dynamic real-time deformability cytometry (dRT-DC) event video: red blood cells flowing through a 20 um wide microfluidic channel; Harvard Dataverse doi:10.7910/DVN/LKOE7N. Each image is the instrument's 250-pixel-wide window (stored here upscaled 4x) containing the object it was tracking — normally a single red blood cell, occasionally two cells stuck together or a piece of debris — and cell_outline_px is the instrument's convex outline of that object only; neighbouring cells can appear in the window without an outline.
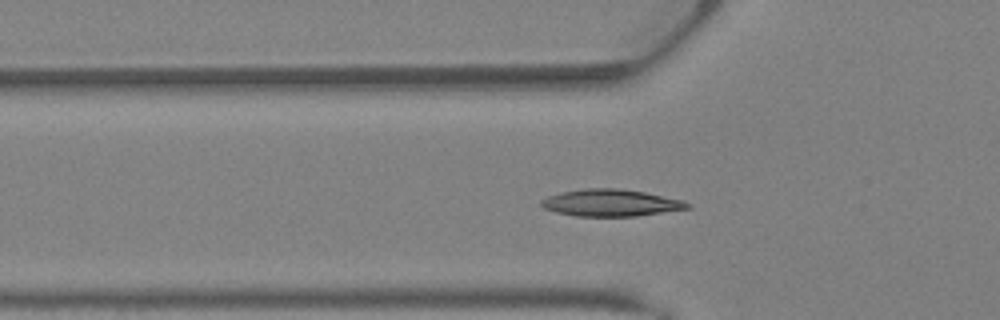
{"species": "Egyptian fruit bat (a non-hibernating species)", "species_latin": "Rousettus aegyptiacus", "temperature_condition": "warm", "stored_images_in_passage": 22, "camera_frame_rate_fps": 3000, "um_per_image_px": 0.085, "animal": {"sex": "female"}, "frame": {"image": 1, "passage_image": 2, "time_ms": 0.333, "image_size_px": [1000, 320], "cell_outline_px": [[692, 208], [636, 216], [576, 216], [556, 212], [544, 208], [540, 204], [540, 200], [548, 196], [560, 192], [584, 188], [620, 188], [644, 192], [684, 200], [692, 204]], "centroid_in_image_um": [51.94, 17.23], "position_along_channel_um": 73.9, "area_um2": 23.12}}
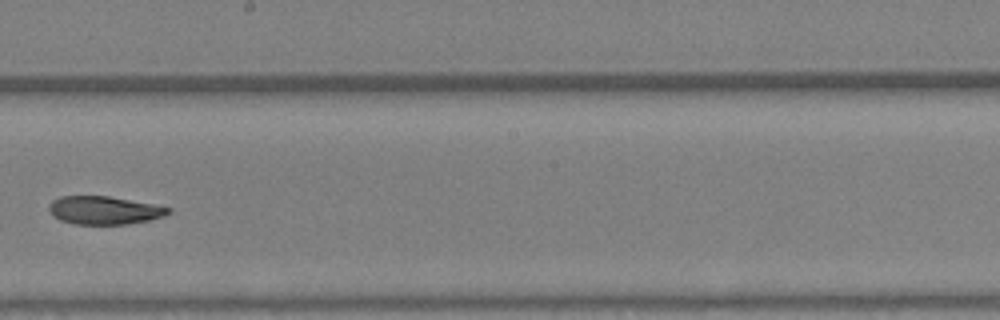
{"frame": {"image": 2, "passage_image": 11, "time_ms": 3.333, "image_size_px": [1000, 320], "cell_outline_px": [[172, 212], [164, 216], [148, 220], [124, 224], [76, 224], [60, 220], [52, 216], [48, 208], [48, 204], [52, 200], [60, 196], [108, 196], [152, 204], [172, 208]], "centroid_in_image_um": [8.83, 17.87], "position_along_channel_um": 239.4, "area_um2": 19.54}}
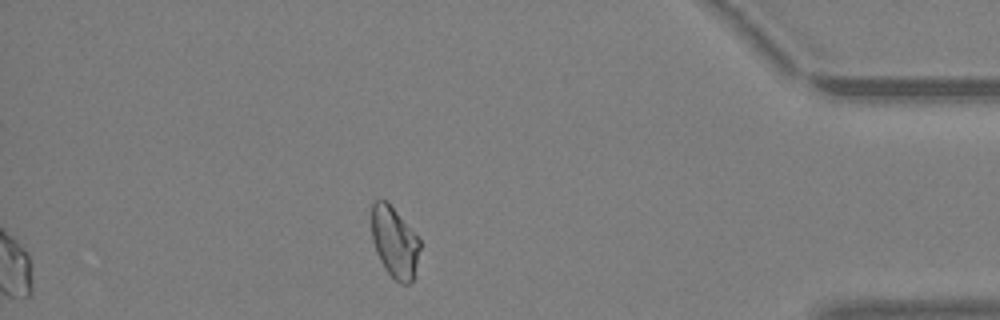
{"frame": {"image": 3, "passage_image": 22, "time_ms": 7.0, "image_size_px": [1000, 320], "cell_outline_px": [[420, 248], [412, 280], [408, 284], [400, 284], [388, 272], [380, 260], [376, 252], [372, 240], [372, 200], [384, 200], [396, 212], [420, 240]], "centroid_in_image_um": [33.52, 20.6], "position_along_channel_um": 401.7, "area_um2": 19.42}}